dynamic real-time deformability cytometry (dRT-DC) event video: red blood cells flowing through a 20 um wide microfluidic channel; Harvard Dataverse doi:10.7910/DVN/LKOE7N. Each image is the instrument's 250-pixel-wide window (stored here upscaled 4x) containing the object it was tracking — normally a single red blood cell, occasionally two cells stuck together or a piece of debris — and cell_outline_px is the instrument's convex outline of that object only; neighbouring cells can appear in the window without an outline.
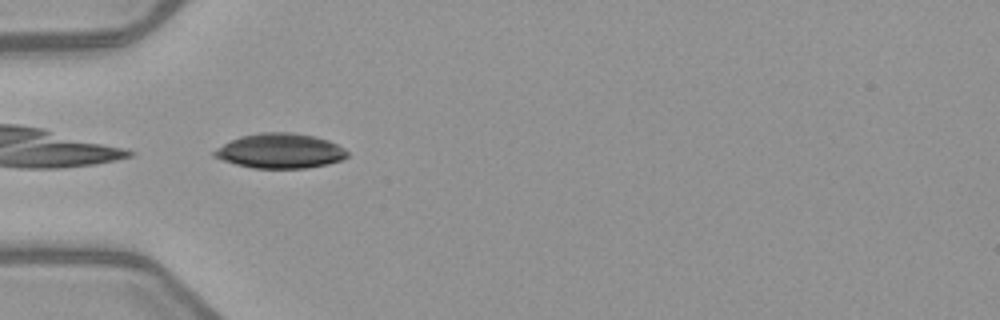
{"species": "common noctule bat (a hibernating species)", "species_latin": "Nyctalus noctula", "temperature_condition": "warm", "stored_images_in_passage": 8, "camera_frame_rate_fps": 3000, "um_per_image_px": 0.085, "animal": {"sex": "female", "body_mass_g": 21.9}, "frame": {"image": 1, "passage_image": 6, "time_ms": 6.0, "image_size_px": [1000, 320], "cell_outline_px": [[348, 156], [340, 160], [328, 164], [304, 168], [252, 168], [236, 164], [212, 156], [212, 152], [216, 148], [240, 136], [260, 132], [292, 132], [312, 136], [328, 140], [344, 148], [348, 152]], "centroid_in_image_um": [23.8, 12.82], "position_along_channel_um": 61.2, "area_um2": 26.88}}
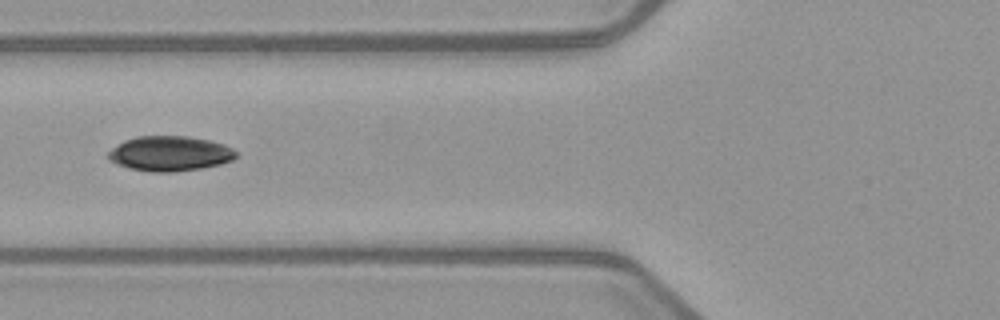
{"frame": {"image": 2, "passage_image": 7, "time_ms": 7.333, "image_size_px": [1000, 320], "cell_outline_px": [[236, 156], [232, 160], [220, 164], [200, 168], [172, 172], [152, 172], [128, 168], [116, 164], [108, 160], [108, 152], [112, 148], [124, 140], [136, 136], [188, 136], [208, 140], [224, 144], [232, 148], [236, 152]], "centroid_in_image_um": [14.4, 13.05], "position_along_channel_um": 111.4, "area_um2": 26.07}}
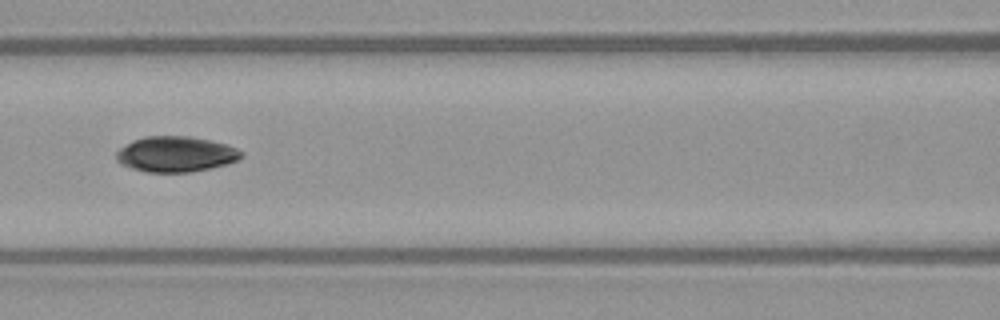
{"frame": {"image": 3, "passage_image": 8, "time_ms": 8.333, "image_size_px": [1000, 320], "cell_outline_px": [[244, 156], [228, 164], [192, 172], [144, 172], [120, 164], [116, 160], [116, 152], [120, 148], [132, 140], [144, 136], [188, 136], [228, 144], [244, 152]], "centroid_in_image_um": [14.94, 13.1], "position_along_channel_um": 151.7, "area_um2": 26.07}}